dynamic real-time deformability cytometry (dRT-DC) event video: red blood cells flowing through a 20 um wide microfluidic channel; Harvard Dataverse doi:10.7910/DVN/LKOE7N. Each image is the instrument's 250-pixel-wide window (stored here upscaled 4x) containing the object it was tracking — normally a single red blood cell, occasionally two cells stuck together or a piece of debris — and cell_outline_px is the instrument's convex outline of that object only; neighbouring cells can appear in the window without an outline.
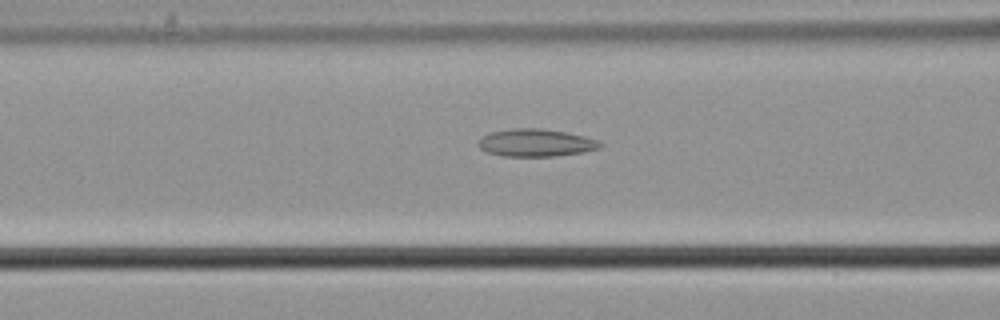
{"species": "common noctule bat (a hibernating species)", "species_latin": "Nyctalus noctula", "temperature_condition": "cold", "stored_images_in_passage": 53, "camera_frame_rate_fps": 3000, "um_per_image_px": 0.085, "animal": {"sex": "male", "body_mass_g": 21.5, "forearm_length_mm": 52.0}, "frame": {"image": 1, "passage_image": 23, "time_ms": 7.333, "image_size_px": [1000, 320], "cell_outline_px": [[604, 144], [600, 148], [584, 152], [556, 156], [504, 156], [488, 152], [480, 148], [476, 144], [476, 140], [492, 132], [512, 128], [540, 128], [568, 132], [584, 136], [596, 140]], "centroid_in_image_um": [45.55, 12.13], "position_along_channel_um": 121.1, "area_um2": 19.65}}
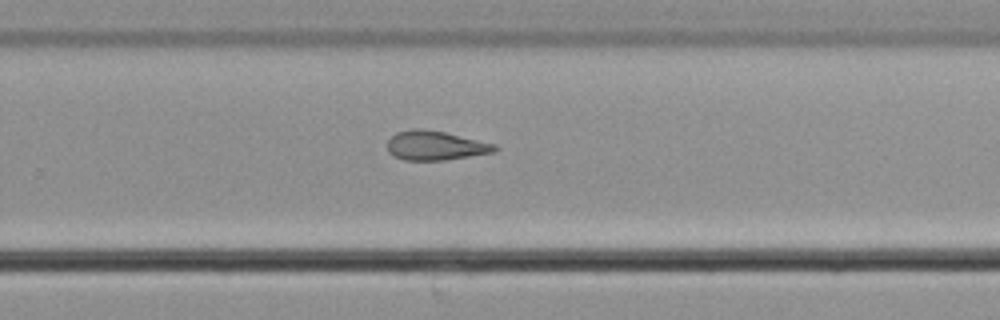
{"frame": {"image": 2, "passage_image": 37, "time_ms": 12.0, "image_size_px": [1000, 320], "cell_outline_px": [[500, 148], [492, 152], [444, 160], [404, 160], [388, 152], [388, 140], [396, 132], [412, 128], [420, 128], [444, 132], [496, 144]], "centroid_in_image_um": [36.99, 12.36], "position_along_channel_um": 292.8, "area_um2": 18.15}}
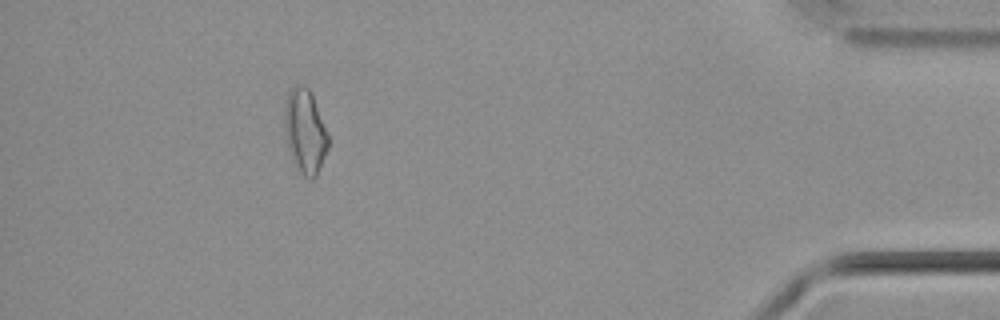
{"frame": {"image": 3, "passage_image": 51, "time_ms": 16.667, "image_size_px": [1000, 320], "cell_outline_px": [[328, 148], [316, 176], [312, 180], [304, 176], [296, 168], [292, 160], [288, 148], [284, 120], [284, 108], [288, 92], [296, 84], [304, 84], [308, 88], [312, 96], [328, 136]], "centroid_in_image_um": [25.9, 11.18], "position_along_channel_um": 409.3, "area_um2": 21.1}}